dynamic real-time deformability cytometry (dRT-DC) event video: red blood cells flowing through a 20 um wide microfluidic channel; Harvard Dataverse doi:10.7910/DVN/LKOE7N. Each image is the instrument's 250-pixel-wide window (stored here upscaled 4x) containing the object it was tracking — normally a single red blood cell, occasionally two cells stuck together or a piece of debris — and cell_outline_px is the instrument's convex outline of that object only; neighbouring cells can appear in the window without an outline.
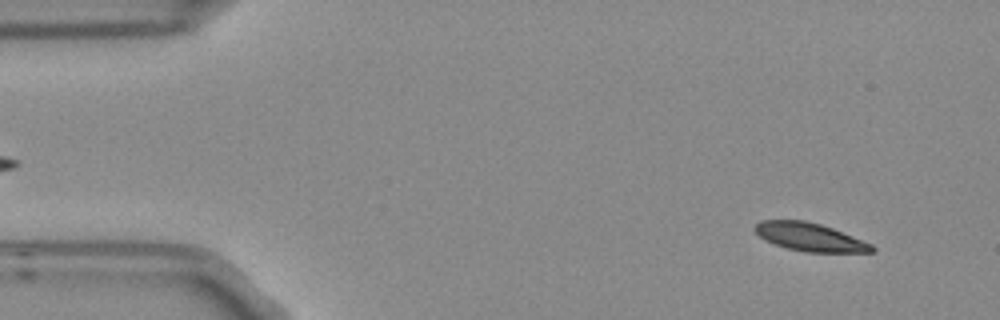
{"species": "Egyptian fruit bat (a non-hibernating species)", "species_latin": "Rousettus aegyptiacus", "temperature_condition": "room temperature", "stored_images_in_passage": 1, "camera_frame_rate_fps": 3000, "um_per_image_px": 0.085, "frame": {"image": 1, "passage_image": 1, "time_ms": 0.0, "image_size_px": [1000, 320], "cell_outline_px": [[876, 248], [872, 252], [808, 252], [788, 248], [764, 240], [752, 228], [760, 220], [804, 220], [820, 224], [832, 228], [872, 244]], "centroid_in_image_um": [68.82, 20.14], "position_along_channel_um": 16.2, "area_um2": 19.02}}